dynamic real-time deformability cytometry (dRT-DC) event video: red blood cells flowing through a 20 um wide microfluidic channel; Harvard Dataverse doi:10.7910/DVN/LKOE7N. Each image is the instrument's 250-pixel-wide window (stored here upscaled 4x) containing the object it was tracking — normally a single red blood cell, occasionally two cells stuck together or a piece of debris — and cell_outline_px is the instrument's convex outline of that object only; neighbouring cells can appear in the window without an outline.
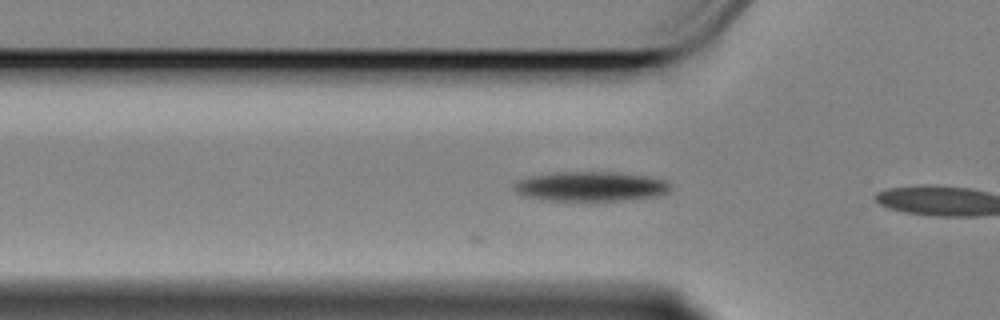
{"species": "Egyptian fruit bat (a non-hibernating species)", "species_latin": "Rousettus aegyptiacus", "temperature_condition": "cold", "stored_images_in_passage": 2, "camera_frame_rate_fps": 3000, "um_per_image_px": 0.085, "animal": {"sex": "female"}, "frame": {"image": 1, "passage_image": 2, "time_ms": 0.333, "image_size_px": [1000, 320], "cell_outline_px": [[672, 188], [664, 196], [636, 200], [548, 200], [524, 196], [516, 192], [512, 188], [520, 180], [528, 176], [556, 172], [616, 172], [644, 176], [664, 180], [672, 184]], "centroid_in_image_um": [50.29, 15.85], "position_along_channel_um": 75.5, "area_um2": 27.22}}